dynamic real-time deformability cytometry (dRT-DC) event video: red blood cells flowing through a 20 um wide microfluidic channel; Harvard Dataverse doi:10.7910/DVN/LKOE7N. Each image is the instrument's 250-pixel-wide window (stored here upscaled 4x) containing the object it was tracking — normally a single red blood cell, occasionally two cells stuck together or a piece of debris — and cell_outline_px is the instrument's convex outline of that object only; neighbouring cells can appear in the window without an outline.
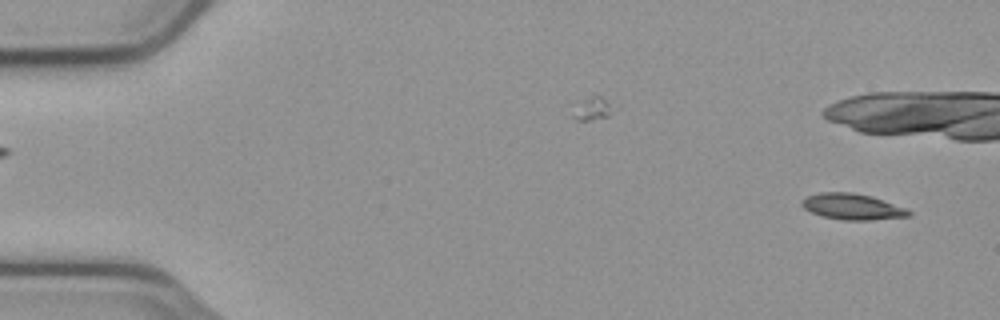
{"species": "common noctule bat (a hibernating species)", "species_latin": "Nyctalus noctula", "temperature_condition": "cold", "stored_images_in_passage": 45, "camera_frame_rate_fps": 3000, "um_per_image_px": 0.085, "animal": {"sex": "male", "body_mass_g": 23.1, "forearm_length_mm": 52.7}, "frame": {"image": 1, "passage_image": 1, "time_ms": 0.0, "image_size_px": [1000, 320], "cell_outline_px": [[912, 212], [908, 216], [868, 220], [844, 220], [824, 216], [812, 212], [804, 208], [800, 204], [808, 196], [820, 192], [852, 192], [872, 196], [904, 208]], "centroid_in_image_um": [72.43, 17.56], "position_along_channel_um": 12.6, "area_um2": 15.84}}
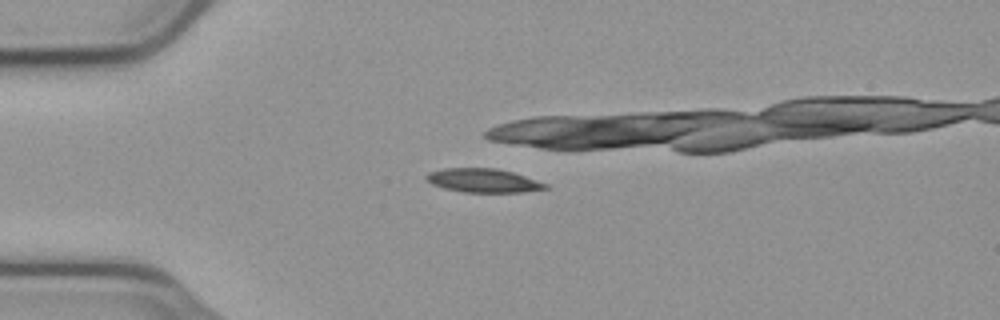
{"frame": {"image": 2, "passage_image": 12, "time_ms": 3.667, "image_size_px": [1000, 320], "cell_outline_px": [[548, 188], [520, 192], [464, 192], [444, 188], [432, 184], [424, 176], [428, 172], [444, 168], [496, 168], [512, 172], [548, 184]], "centroid_in_image_um": [41.04, 15.34], "position_along_channel_um": 44.0, "area_um2": 16.36}}
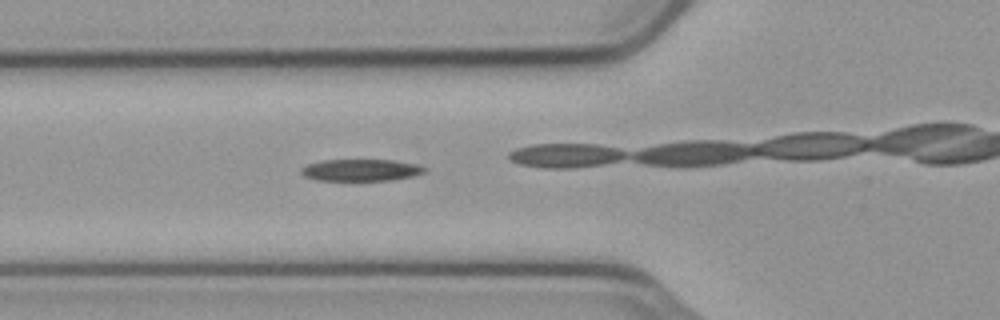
{"frame": {"image": 3, "passage_image": 18, "time_ms": 5.667, "image_size_px": [1000, 320], "cell_outline_px": [[428, 168], [424, 172], [412, 176], [392, 180], [316, 180], [304, 176], [300, 172], [300, 168], [308, 164], [324, 160], [392, 160], [416, 164]], "centroid_in_image_um": [30.66, 14.45], "position_along_channel_um": 95.1, "area_um2": 15.61}}